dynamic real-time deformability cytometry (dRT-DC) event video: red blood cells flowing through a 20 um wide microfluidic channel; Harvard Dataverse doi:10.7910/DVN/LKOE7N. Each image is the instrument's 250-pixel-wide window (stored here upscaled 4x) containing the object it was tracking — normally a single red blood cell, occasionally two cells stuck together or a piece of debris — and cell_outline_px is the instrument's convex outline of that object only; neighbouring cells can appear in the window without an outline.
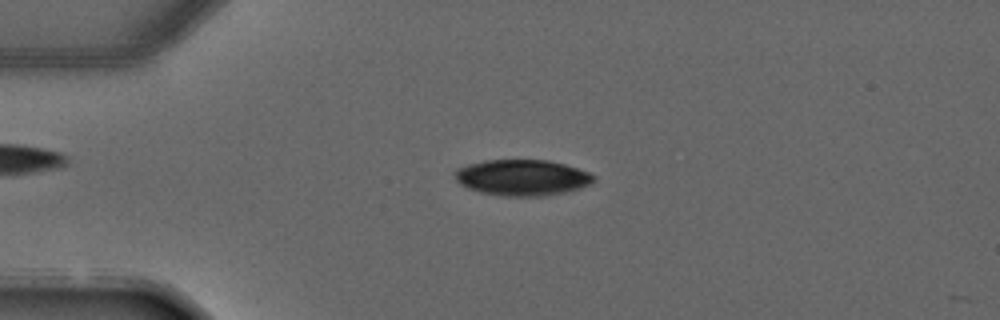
{"species": "common noctule bat (a hibernating species)", "species_latin": "Nyctalus noctula", "temperature_condition": "warm", "stored_images_in_passage": 4, "camera_frame_rate_fps": 3000, "um_per_image_px": 0.085, "animal": {"sex": "male", "forearm_length_mm": 52.5}, "frame": {"image": 1, "passage_image": 3, "time_ms": 2.333, "image_size_px": [1000, 320], "cell_outline_px": [[596, 180], [580, 188], [564, 192], [544, 196], [504, 196], [480, 192], [468, 188], [460, 184], [456, 180], [452, 172], [456, 168], [468, 164], [484, 160], [548, 160], [564, 164], [588, 172], [596, 176]], "centroid_in_image_um": [44.35, 15.09], "position_along_channel_um": 40.7, "area_um2": 29.19}}